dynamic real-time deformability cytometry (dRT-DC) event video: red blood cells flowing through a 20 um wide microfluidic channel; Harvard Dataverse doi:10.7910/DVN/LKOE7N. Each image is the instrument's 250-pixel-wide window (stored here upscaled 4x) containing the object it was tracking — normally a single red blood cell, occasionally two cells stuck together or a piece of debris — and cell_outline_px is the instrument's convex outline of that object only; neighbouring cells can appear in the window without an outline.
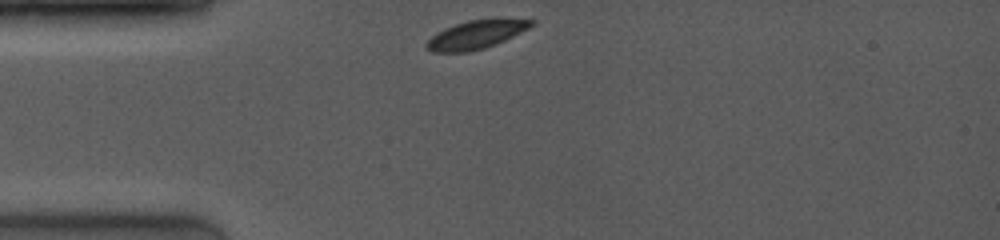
{"species": "common noctule bat (a hibernating species)", "species_latin": "Nyctalus noctula", "temperature_condition": "room temperature", "stored_images_in_passage": 2, "camera_frame_rate_fps": 4000, "um_per_image_px": 0.085, "animal": {"sex": "female", "body_mass_g": 19.0, "forearm_length_mm": 53.3}, "frame": {"image": 1, "passage_image": 1, "time_ms": 0.0, "image_size_px": [1000, 240], "cell_outline_px": [[536, 24], [496, 44], [484, 48], [468, 52], [432, 52], [424, 48], [424, 44], [436, 32], [444, 28], [468, 20], [536, 20]], "centroid_in_image_um": [40.38, 2.97], "position_along_channel_um": 44.6, "area_um2": 16.99}}